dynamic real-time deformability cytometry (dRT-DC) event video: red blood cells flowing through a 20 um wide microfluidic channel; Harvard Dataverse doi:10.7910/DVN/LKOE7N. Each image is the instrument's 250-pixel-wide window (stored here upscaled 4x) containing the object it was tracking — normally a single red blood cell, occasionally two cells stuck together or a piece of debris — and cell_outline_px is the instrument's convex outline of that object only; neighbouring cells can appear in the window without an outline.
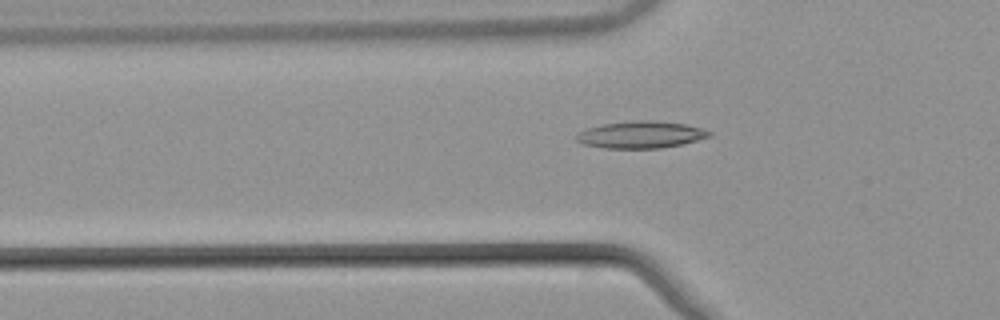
{"species": "common noctule bat (a hibernating species)", "species_latin": "Nyctalus noctula", "temperature_condition": "warm", "stored_images_in_passage": 45, "camera_frame_rate_fps": 3000, "um_per_image_px": 0.085, "animal": {"sex": "male", "body_mass_g": 21.5, "forearm_length_mm": 52.0}, "frame": {"image": 1, "passage_image": 10, "time_ms": 3.0, "image_size_px": [1000, 320], "cell_outline_px": [[712, 136], [680, 144], [660, 148], [604, 148], [584, 144], [576, 140], [576, 136], [580, 132], [588, 128], [604, 124], [636, 120], [652, 120], [684, 124], [700, 128], [712, 132]], "centroid_in_image_um": [54.47, 11.45], "position_along_channel_um": 71.3, "area_um2": 20.58}}
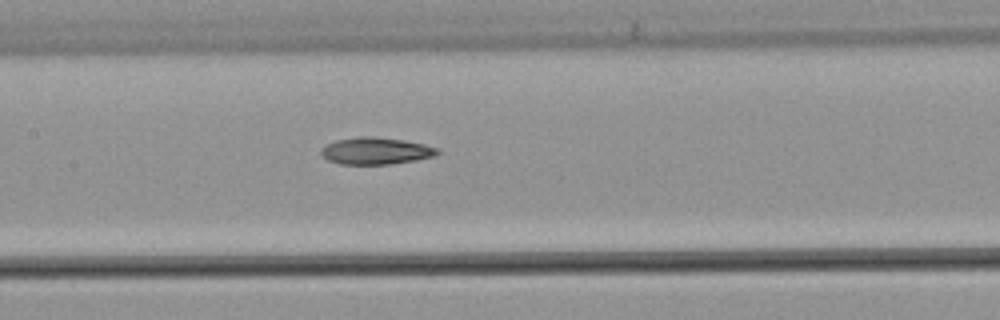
{"frame": {"image": 2, "passage_image": 18, "time_ms": 5.667, "image_size_px": [1000, 320], "cell_outline_px": [[440, 152], [436, 156], [416, 160], [388, 164], [340, 164], [328, 160], [320, 152], [328, 144], [336, 140], [360, 136], [372, 136], [404, 140], [424, 144], [436, 148]], "centroid_in_image_um": [31.97, 12.82], "position_along_channel_um": 175.4, "area_um2": 18.09}}
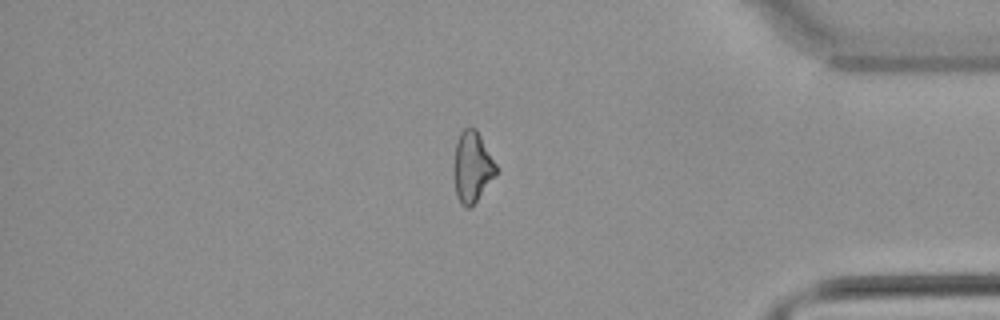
{"frame": {"image": 3, "passage_image": 37, "time_ms": 12.0, "image_size_px": [1000, 320], "cell_outline_px": [[496, 176], [476, 200], [468, 208], [464, 208], [460, 204], [456, 196], [452, 168], [456, 144], [460, 132], [464, 128], [476, 128], [496, 164]], "centroid_in_image_um": [40.1, 14.2], "position_along_channel_um": 395.1, "area_um2": 17.51}, "authors_computed_cell_mechanics": {"area_um2": 18.3804, "velocity_mm_per_s": 3.8949, "shape_relaxation_time_tau1_ms": null, "shape_relaxation_time_tau2_ms": 6.1453, "deformation_change_tau1": null, "deformation_change_tau2": 0.1415}}